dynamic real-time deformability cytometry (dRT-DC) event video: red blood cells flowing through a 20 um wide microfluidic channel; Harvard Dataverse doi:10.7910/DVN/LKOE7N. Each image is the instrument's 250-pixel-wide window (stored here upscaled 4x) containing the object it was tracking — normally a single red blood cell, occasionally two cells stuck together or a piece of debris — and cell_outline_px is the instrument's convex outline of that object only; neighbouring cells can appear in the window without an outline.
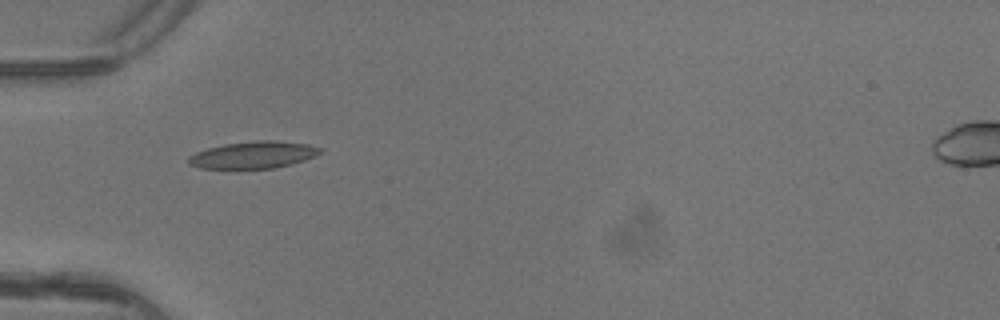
{"species": "common noctule bat (a hibernating species)", "species_latin": "Nyctalus noctula", "temperature_condition": "warm", "stored_images_in_passage": 5, "camera_frame_rate_fps": 3000, "um_per_image_px": 0.085, "animal": {"sex": "female"}, "frame": {"image": 1, "passage_image": 2, "time_ms": 0.333, "image_size_px": [1000, 320], "cell_outline_px": [[324, 152], [316, 156], [292, 164], [276, 168], [200, 168], [188, 164], [184, 160], [188, 156], [196, 152], [208, 148], [224, 144], [260, 140], [276, 140], [308, 144], [324, 148]], "centroid_in_image_um": [21.56, 13.16], "position_along_channel_um": 63.4, "area_um2": 20.98}}
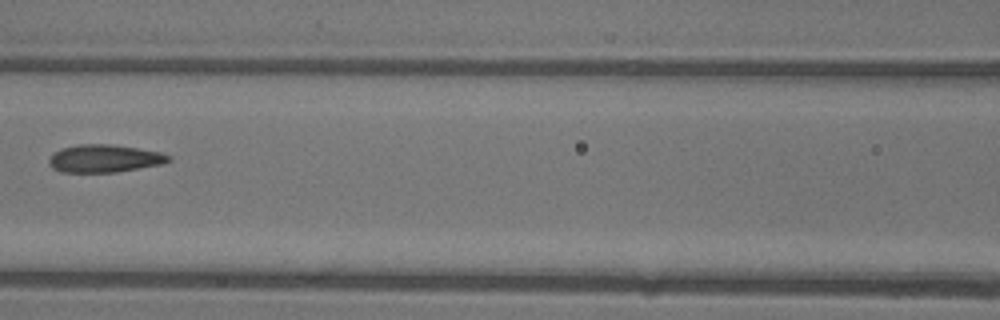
{"frame": {"image": 2, "passage_image": 4, "time_ms": 1.0, "image_size_px": [1000, 320], "cell_outline_px": [[172, 160], [160, 164], [116, 172], [60, 172], [52, 168], [48, 164], [48, 160], [60, 148], [76, 144], [112, 144], [160, 152], [172, 156]], "centroid_in_image_um": [8.85, 13.47], "position_along_channel_um": 157.7, "area_um2": 19.31}}
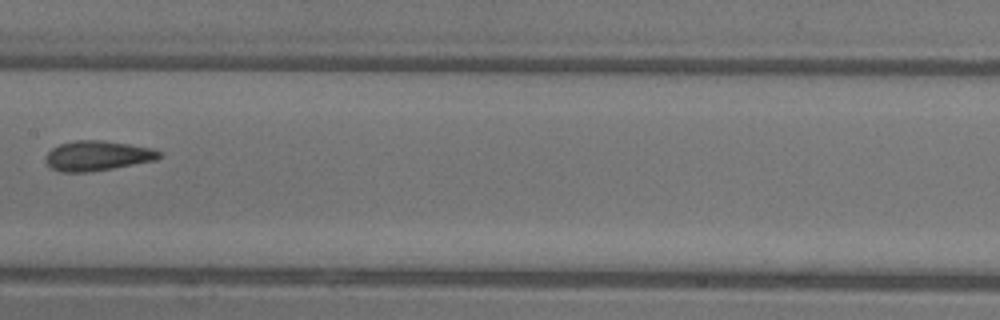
{"frame": {"image": 3, "passage_image": 5, "time_ms": 1.333, "image_size_px": [1000, 320], "cell_outline_px": [[164, 156], [156, 160], [112, 168], [88, 172], [60, 172], [52, 168], [44, 160], [48, 152], [52, 148], [60, 144], [76, 140], [104, 140], [152, 148], [164, 152]], "centroid_in_image_um": [8.32, 13.23], "position_along_channel_um": 199.1, "area_um2": 19.88}}